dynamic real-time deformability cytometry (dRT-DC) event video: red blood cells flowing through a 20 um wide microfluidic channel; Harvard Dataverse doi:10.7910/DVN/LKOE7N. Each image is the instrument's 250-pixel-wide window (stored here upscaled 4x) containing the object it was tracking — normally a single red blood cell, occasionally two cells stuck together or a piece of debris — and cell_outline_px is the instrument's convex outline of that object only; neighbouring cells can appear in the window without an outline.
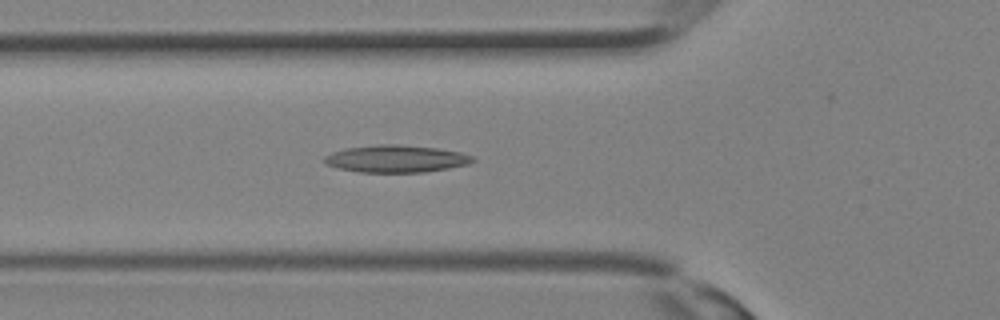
{"species": "Egyptian fruit bat (a non-hibernating species)", "species_latin": "Rousettus aegyptiacus", "temperature_condition": "room temperature", "stored_images_in_passage": 23, "camera_frame_rate_fps": 3000, "um_per_image_px": 0.085, "animal": {"sex": "female"}, "frame": {"image": 1, "passage_image": 3, "time_ms": 0.667, "image_size_px": [1000, 320], "cell_outline_px": [[476, 160], [468, 164], [448, 168], [424, 172], [360, 172], [340, 168], [324, 164], [324, 156], [332, 152], [344, 148], [376, 144], [400, 144], [436, 148], [460, 152], [472, 156]], "centroid_in_image_um": [33.64, 13.48], "position_along_channel_um": 92.2, "area_um2": 23.58}}
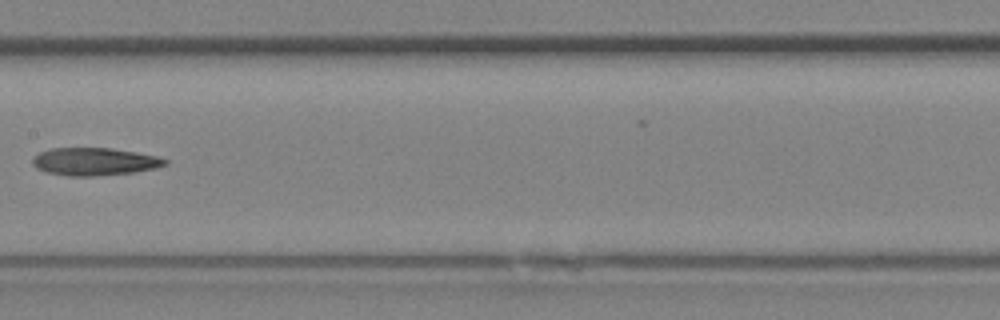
{"frame": {"image": 2, "passage_image": 8, "time_ms": 2.333, "image_size_px": [1000, 320], "cell_outline_px": [[168, 164], [156, 168], [136, 172], [92, 176], [68, 176], [48, 172], [36, 168], [32, 164], [32, 156], [40, 152], [52, 148], [112, 148], [136, 152], [156, 156], [168, 160]], "centroid_in_image_um": [8.03, 13.73], "position_along_channel_um": 199.4, "area_um2": 21.44}}
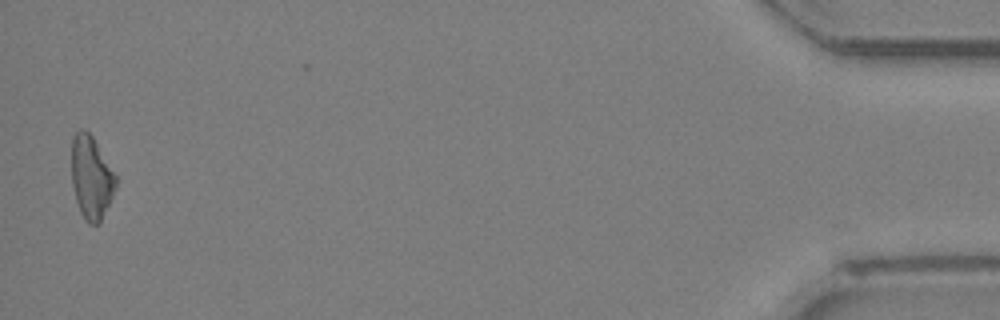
{"frame": {"image": 3, "passage_image": 23, "time_ms": 7.333, "image_size_px": [1000, 320], "cell_outline_px": [[116, 184], [112, 196], [100, 220], [96, 224], [88, 224], [84, 220], [80, 212], [76, 200], [72, 184], [72, 136], [80, 128], [84, 128], [92, 136], [116, 176]], "centroid_in_image_um": [7.73, 15.06], "position_along_channel_um": 427.5, "area_um2": 21.04}}